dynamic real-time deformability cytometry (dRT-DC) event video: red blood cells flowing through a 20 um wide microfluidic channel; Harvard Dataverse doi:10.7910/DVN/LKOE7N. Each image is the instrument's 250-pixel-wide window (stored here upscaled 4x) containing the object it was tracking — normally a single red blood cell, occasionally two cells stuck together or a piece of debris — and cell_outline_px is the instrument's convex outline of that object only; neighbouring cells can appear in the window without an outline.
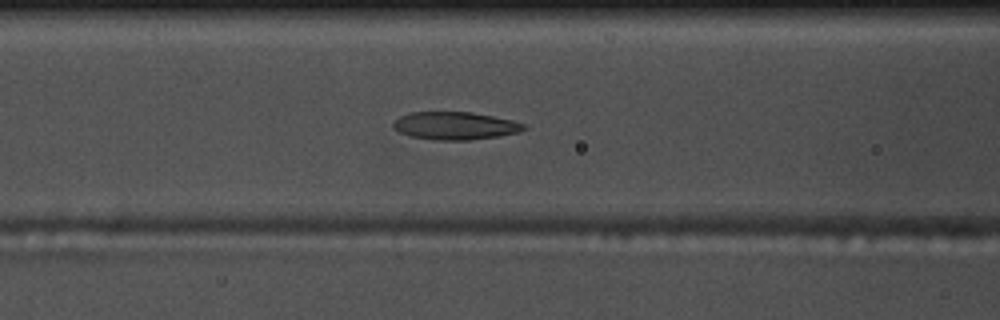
{"species": "common noctule bat (a hibernating species)", "species_latin": "Nyctalus noctula", "temperature_condition": "warm", "stored_images_in_passage": 30, "camera_frame_rate_fps": 3000, "um_per_image_px": 0.085, "animal": {"sex": "male", "body_mass_g": 17.5, "forearm_length_mm": 52.3}, "frame": {"image": 1, "passage_image": 13, "time_ms": 4.0, "image_size_px": [1000, 320], "cell_outline_px": [[528, 128], [520, 132], [496, 136], [468, 140], [432, 140], [412, 136], [400, 132], [392, 128], [392, 124], [400, 116], [408, 112], [472, 112], [512, 120], [524, 124]], "centroid_in_image_um": [38.67, 10.68], "position_along_channel_um": 127.9, "area_um2": 21.1}}
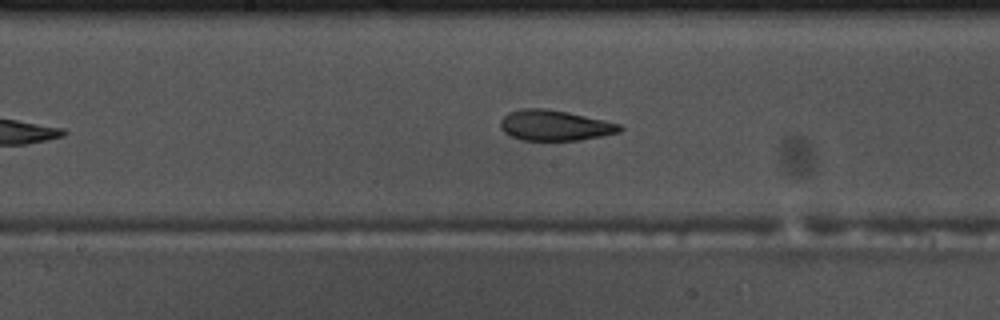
{"frame": {"image": 2, "passage_image": 19, "time_ms": 6.0, "image_size_px": [1000, 320], "cell_outline_px": [[624, 128], [620, 132], [580, 140], [520, 140], [504, 132], [500, 128], [500, 120], [508, 112], [520, 108], [544, 108], [568, 112], [604, 120], [620, 124]], "centroid_in_image_um": [47.13, 10.65], "position_along_channel_um": 201.1, "area_um2": 21.27}}
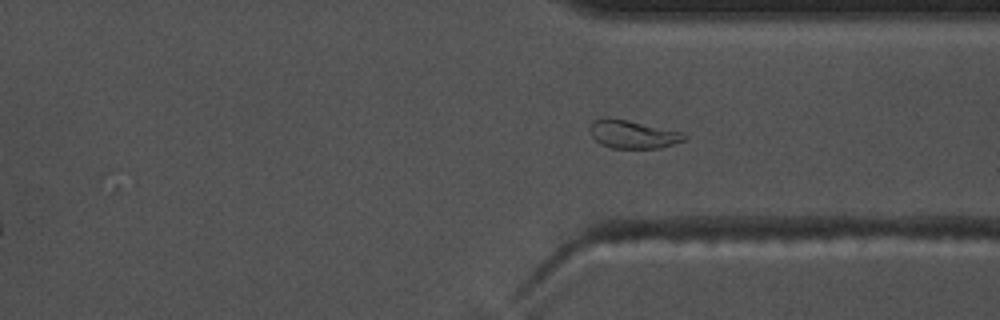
{"frame": {"image": 3, "passage_image": 28, "time_ms": 9.0, "image_size_px": [1000, 320], "cell_outline_px": [[688, 136], [684, 140], [660, 148], [612, 148], [600, 144], [592, 136], [588, 128], [592, 120], [600, 116], [608, 116], [628, 120], [684, 132]], "centroid_in_image_um": [53.74, 11.38], "position_along_channel_um": 357.7, "area_um2": 15.84}, "authors_computed_cell_mechanics": {"area_um2": 21.2704, "velocity_mm_per_s": 3.6788, "shape_relaxation_time_tau1_ms": 8.6433, "shape_relaxation_time_tau2_ms": 2.283, "deformation_change_tau1": 0.1979, "deformation_change_tau2": 0.0976}}